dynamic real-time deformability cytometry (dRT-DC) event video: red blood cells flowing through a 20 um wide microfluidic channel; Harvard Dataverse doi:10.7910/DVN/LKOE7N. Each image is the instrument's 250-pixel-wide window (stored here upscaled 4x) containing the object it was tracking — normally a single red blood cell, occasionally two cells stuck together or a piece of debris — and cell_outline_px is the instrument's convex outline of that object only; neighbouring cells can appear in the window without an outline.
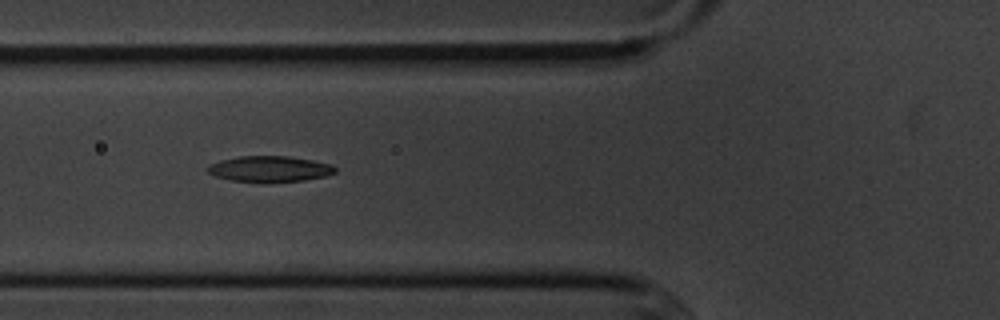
{"species": "common noctule bat (a hibernating species)", "species_latin": "Nyctalus noctula", "temperature_condition": "cold", "stored_images_in_passage": 9, "camera_frame_rate_fps": 3000, "um_per_image_px": 0.085, "animal": {"sex": "male", "body_mass_g": 20.1, "forearm_length_mm": 53.5}, "frame": {"image": 1, "passage_image": 4, "time_ms": 3.667, "image_size_px": [1000, 320], "cell_outline_px": [[336, 172], [324, 176], [304, 180], [264, 184], [260, 184], [232, 180], [216, 176], [208, 172], [208, 164], [220, 160], [240, 156], [288, 156], [312, 160], [332, 164], [336, 168]], "centroid_in_image_um": [22.91, 14.38], "position_along_channel_um": 102.9, "area_um2": 19.59}}
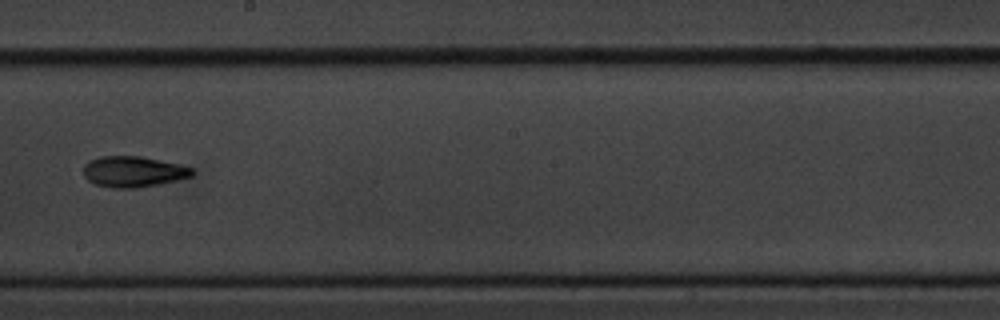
{"frame": {"image": 2, "passage_image": 7, "time_ms": 7.333, "image_size_px": [1000, 320], "cell_outline_px": [[192, 176], [176, 180], [136, 188], [112, 188], [96, 184], [88, 180], [84, 176], [84, 164], [100, 156], [140, 156], [160, 160], [192, 168]], "centroid_in_image_um": [11.29, 14.59], "position_along_channel_um": 236.9, "area_um2": 19.19}}
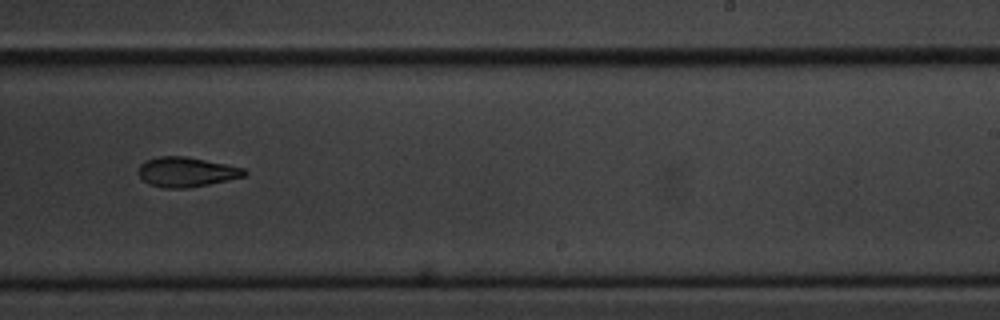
{"frame": {"image": 3, "passage_image": 8, "time_ms": 8.333, "image_size_px": [1000, 320], "cell_outline_px": [[248, 172], [244, 176], [208, 184], [184, 188], [164, 188], [148, 184], [136, 172], [140, 164], [144, 160], [160, 156], [184, 156], [244, 168]], "centroid_in_image_um": [15.78, 14.61], "position_along_channel_um": 273.2, "area_um2": 18.21}}